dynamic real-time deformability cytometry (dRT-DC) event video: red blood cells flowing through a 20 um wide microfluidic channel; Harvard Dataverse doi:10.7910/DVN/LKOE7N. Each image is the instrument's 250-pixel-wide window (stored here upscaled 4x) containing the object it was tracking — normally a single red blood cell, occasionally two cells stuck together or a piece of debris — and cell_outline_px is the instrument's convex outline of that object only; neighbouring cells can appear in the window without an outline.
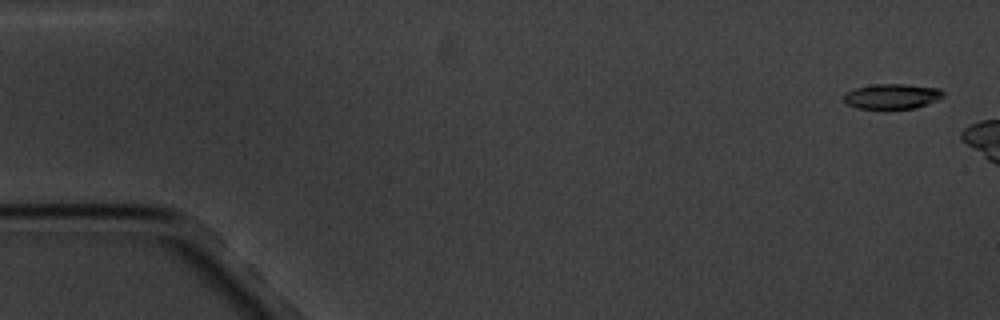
{"species": "common noctule bat (a hibernating species)", "species_latin": "Nyctalus noctula", "temperature_condition": "cold", "stored_images_in_passage": 3, "camera_frame_rate_fps": 3000, "um_per_image_px": 0.085, "animal": {"sex": "male", "body_mass_g": 20.1, "forearm_length_mm": 53.5}, "frame": {"image": 1, "passage_image": 1, "time_ms": 0.0, "image_size_px": [1000, 320], "cell_outline_px": [[944, 96], [936, 100], [916, 108], [860, 108], [848, 104], [844, 100], [844, 92], [856, 88], [876, 84], [908, 84], [940, 88], [944, 92]], "centroid_in_image_um": [75.85, 8.17], "position_along_channel_um": 9.2, "area_um2": 14.39}}